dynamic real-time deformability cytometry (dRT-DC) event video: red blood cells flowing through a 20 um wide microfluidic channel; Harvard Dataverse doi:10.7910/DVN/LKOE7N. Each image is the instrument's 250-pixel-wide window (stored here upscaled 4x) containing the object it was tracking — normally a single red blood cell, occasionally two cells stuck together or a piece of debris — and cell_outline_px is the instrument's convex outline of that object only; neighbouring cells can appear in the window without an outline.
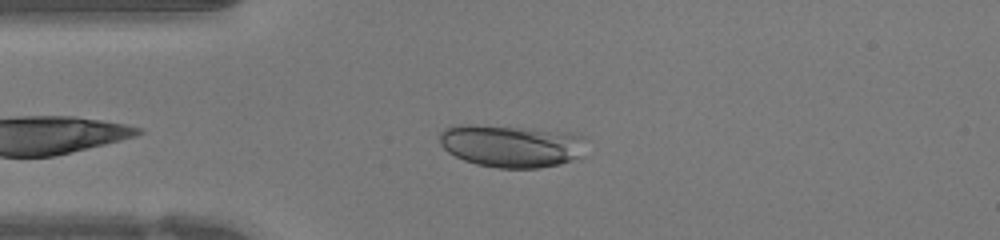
{"species": "human", "species_latin": "Homo sapiens", "temperature_condition": "warm", "stored_images_in_passage": 44, "camera_frame_rate_fps": 3000, "um_per_image_px": 0.085, "donor": {"sex": "female"}, "frame": {"image": 1, "passage_image": 8, "time_ms": 2.333, "image_size_px": [1000, 240], "cell_outline_px": [[584, 156], [560, 164], [540, 168], [496, 168], [476, 164], [464, 160], [448, 152], [440, 144], [440, 132], [444, 128], [456, 124], [476, 124], [532, 128], [568, 132], [584, 136]], "centroid_in_image_um": [43.46, 12.39], "position_along_channel_um": 41.5, "area_um2": 36.88}}
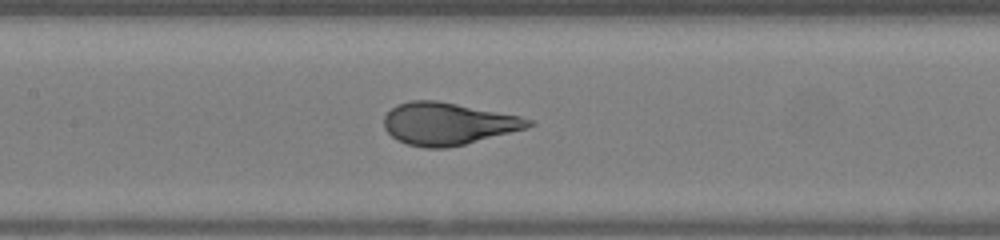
{"frame": {"image": 2, "passage_image": 18, "time_ms": 5.667, "image_size_px": [1000, 240], "cell_outline_px": [[536, 124], [528, 128], [464, 144], [444, 148], [424, 148], [408, 144], [396, 140], [384, 128], [384, 116], [396, 104], [408, 100], [436, 100], [520, 116], [536, 120]], "centroid_in_image_um": [38.08, 10.51], "position_along_channel_um": 169.3, "area_um2": 35.66}}
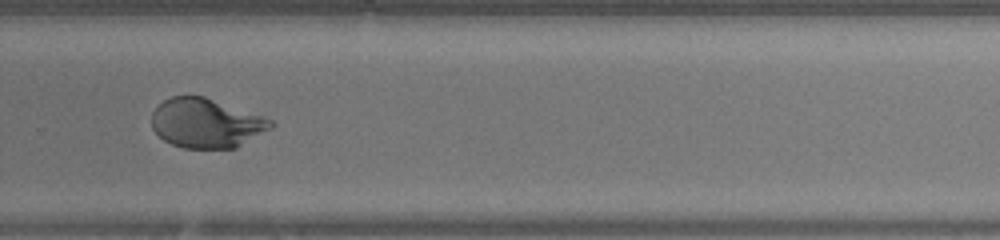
{"frame": {"image": 3, "passage_image": 28, "time_ms": 9.0, "image_size_px": [1000, 240], "cell_outline_px": [[276, 124], [272, 128], [236, 148], [184, 148], [172, 144], [164, 140], [152, 128], [152, 112], [164, 100], [172, 96], [204, 96], [272, 120]], "centroid_in_image_um": [17.53, 10.47], "position_along_channel_um": 312.3, "area_um2": 33.99}, "authors_computed_cell_mechanics": {"area_um2": 35.7493, "velocity_mm_per_s": 4.3081, "shape_relaxation_time_tau1_ms": 7.9751, "shape_relaxation_time_tau2_ms": null, "deformation_change_tau1": 0.3591, "deformation_change_tau2": null}}